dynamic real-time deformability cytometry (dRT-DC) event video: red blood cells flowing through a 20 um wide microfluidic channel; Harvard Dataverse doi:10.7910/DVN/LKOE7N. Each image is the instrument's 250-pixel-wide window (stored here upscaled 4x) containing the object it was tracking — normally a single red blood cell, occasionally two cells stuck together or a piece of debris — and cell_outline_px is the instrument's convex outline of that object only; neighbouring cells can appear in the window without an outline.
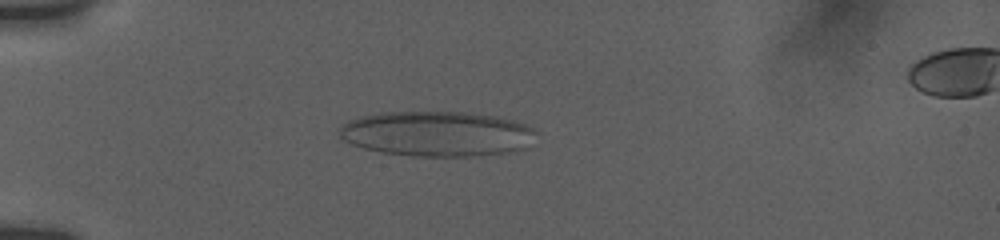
{"species": "human", "species_latin": "Homo sapiens", "temperature_condition": "room temperature", "stored_images_in_passage": 41, "camera_frame_rate_fps": 3000, "um_per_image_px": 0.085, "donor": {"sex": "female"}, "frame": {"image": 1, "passage_image": 6, "time_ms": 1.667, "image_size_px": [1000, 240], "cell_outline_px": [[536, 132], [528, 148], [512, 152], [480, 156], [412, 156], [380, 152], [364, 148], [352, 144], [344, 140], [340, 136], [340, 128], [348, 120], [380, 112], [464, 112], [496, 116], [512, 120], [524, 124], [532, 128]], "centroid_in_image_um": [37.17, 11.38], "position_along_channel_um": 47.8, "area_um2": 51.9}}
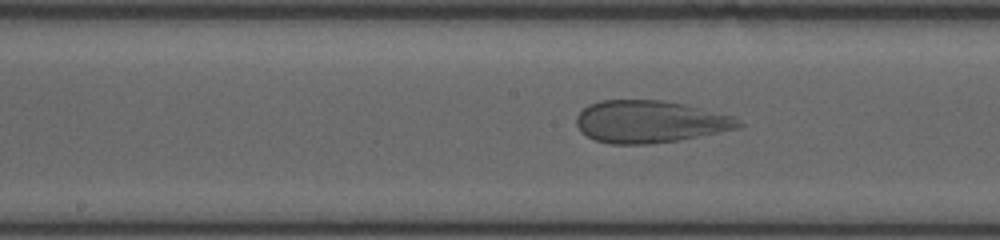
{"frame": {"image": 2, "passage_image": 20, "time_ms": 6.333, "image_size_px": [1000, 240], "cell_outline_px": [[744, 124], [736, 128], [680, 140], [648, 144], [612, 144], [596, 140], [588, 136], [576, 124], [576, 116], [588, 104], [600, 100], [664, 100], [688, 104], [736, 116]], "centroid_in_image_um": [55.28, 10.32], "position_along_channel_um": 192.9, "area_um2": 40.06}}
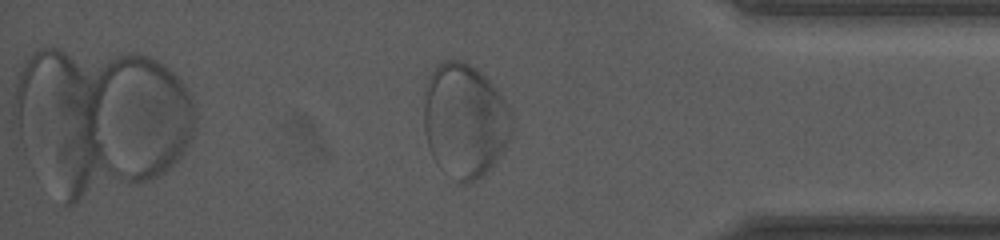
{"frame": {"image": 3, "passage_image": 38, "time_ms": 12.333, "image_size_px": [1000, 240], "cell_outline_px": [[512, 132], [504, 148], [496, 160], [476, 180], [468, 184], [460, 184], [444, 172], [436, 164], [428, 148], [424, 132], [424, 84], [428, 76], [436, 64], [452, 56], [464, 60], [476, 68], [504, 96], [512, 112]], "centroid_in_image_um": [39.47, 10.2], "position_along_channel_um": 395.7, "area_um2": 59.59}}